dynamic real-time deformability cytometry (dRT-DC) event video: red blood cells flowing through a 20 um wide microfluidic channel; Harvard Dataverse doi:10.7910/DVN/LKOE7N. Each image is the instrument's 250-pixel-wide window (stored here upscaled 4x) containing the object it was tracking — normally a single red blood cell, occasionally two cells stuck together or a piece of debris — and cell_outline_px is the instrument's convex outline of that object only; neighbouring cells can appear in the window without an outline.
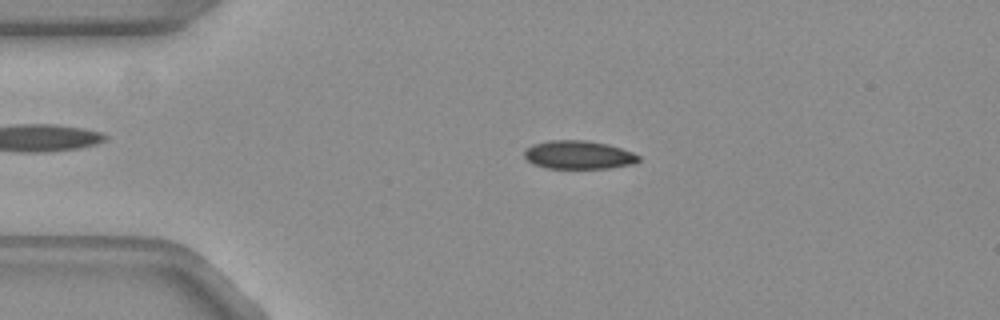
{"species": "common noctule bat (a hibernating species)", "species_latin": "Nyctalus noctula", "temperature_condition": "warm", "stored_images_in_passage": 53, "camera_frame_rate_fps": 3000, "um_per_image_px": 0.085, "animal": {"sex": "female", "body_mass_g": 19.3, "forearm_length_mm": 54.1}, "frame": {"image": 1, "passage_image": 11, "time_ms": 3.333, "image_size_px": [1000, 320], "cell_outline_px": [[640, 160], [632, 164], [608, 168], [544, 168], [532, 164], [524, 156], [524, 152], [528, 148], [536, 144], [552, 140], [584, 140], [608, 144], [632, 152], [640, 156]], "centroid_in_image_um": [49.19, 13.17], "position_along_channel_um": 35.8, "area_um2": 18.73}}
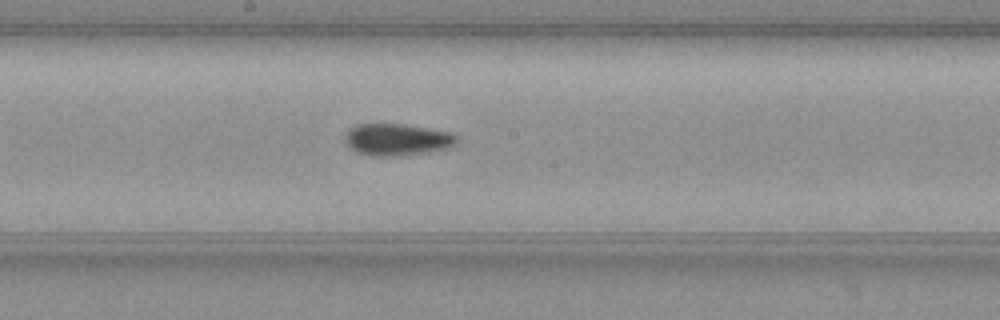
{"frame": {"image": 2, "passage_image": 28, "time_ms": 9.0, "image_size_px": [1000, 320], "cell_outline_px": [[456, 140], [448, 148], [428, 152], [396, 156], [368, 156], [356, 152], [348, 148], [344, 140], [344, 136], [356, 124], [404, 124], [448, 132], [456, 136]], "centroid_in_image_um": [33.67, 11.88], "position_along_channel_um": 214.5, "area_um2": 20.63}}
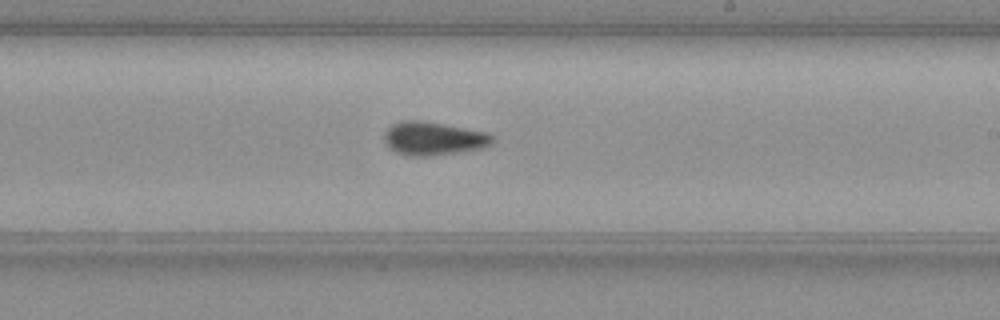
{"frame": {"image": 3, "passage_image": 31, "time_ms": 10.0, "image_size_px": [1000, 320], "cell_outline_px": [[496, 140], [492, 144], [484, 148], [460, 152], [432, 156], [408, 156], [396, 152], [388, 148], [384, 140], [384, 132], [392, 124], [404, 120], [420, 120], [488, 132]], "centroid_in_image_um": [36.85, 11.78], "position_along_channel_um": 252.1, "area_um2": 21.33}, "authors_computed_cell_mechanics": {"area_um2": 19.2474, "velocity_mm_per_s": 3.7773, "shape_relaxation_time_tau1_ms": 7.7842, "shape_relaxation_time_tau2_ms": 2.2982, "deformation_change_tau1": 0.1589, "deformation_change_tau2": 0.0516}}